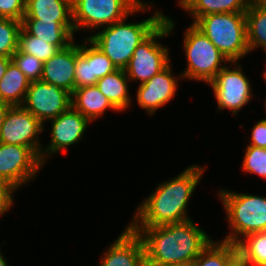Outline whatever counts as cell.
Returning <instances> with one entry per match:
<instances>
[{
	"instance_id": "cell-1",
	"label": "cell",
	"mask_w": 266,
	"mask_h": 266,
	"mask_svg": "<svg viewBox=\"0 0 266 266\" xmlns=\"http://www.w3.org/2000/svg\"><path fill=\"white\" fill-rule=\"evenodd\" d=\"M144 243L146 266L195 261L213 241L192 219L155 227H130Z\"/></svg>"
},
{
	"instance_id": "cell-2",
	"label": "cell",
	"mask_w": 266,
	"mask_h": 266,
	"mask_svg": "<svg viewBox=\"0 0 266 266\" xmlns=\"http://www.w3.org/2000/svg\"><path fill=\"white\" fill-rule=\"evenodd\" d=\"M204 168L188 166L173 179L161 183L141 203L129 227H155L189 220L187 205L195 191Z\"/></svg>"
},
{
	"instance_id": "cell-3",
	"label": "cell",
	"mask_w": 266,
	"mask_h": 266,
	"mask_svg": "<svg viewBox=\"0 0 266 266\" xmlns=\"http://www.w3.org/2000/svg\"><path fill=\"white\" fill-rule=\"evenodd\" d=\"M142 22L125 23L126 18L102 27L88 38L112 61L117 69H125L137 46L164 20L160 11Z\"/></svg>"
},
{
	"instance_id": "cell-4",
	"label": "cell",
	"mask_w": 266,
	"mask_h": 266,
	"mask_svg": "<svg viewBox=\"0 0 266 266\" xmlns=\"http://www.w3.org/2000/svg\"><path fill=\"white\" fill-rule=\"evenodd\" d=\"M192 24L233 64L248 55L245 13H212Z\"/></svg>"
},
{
	"instance_id": "cell-5",
	"label": "cell",
	"mask_w": 266,
	"mask_h": 266,
	"mask_svg": "<svg viewBox=\"0 0 266 266\" xmlns=\"http://www.w3.org/2000/svg\"><path fill=\"white\" fill-rule=\"evenodd\" d=\"M218 197L224 205L231 229L222 241L236 245L241 237L266 231V197L225 189L219 190Z\"/></svg>"
},
{
	"instance_id": "cell-6",
	"label": "cell",
	"mask_w": 266,
	"mask_h": 266,
	"mask_svg": "<svg viewBox=\"0 0 266 266\" xmlns=\"http://www.w3.org/2000/svg\"><path fill=\"white\" fill-rule=\"evenodd\" d=\"M147 5L141 0H72L74 30L93 32L92 29L110 26L136 12L150 10Z\"/></svg>"
},
{
	"instance_id": "cell-7",
	"label": "cell",
	"mask_w": 266,
	"mask_h": 266,
	"mask_svg": "<svg viewBox=\"0 0 266 266\" xmlns=\"http://www.w3.org/2000/svg\"><path fill=\"white\" fill-rule=\"evenodd\" d=\"M174 26V21L165 16L164 20L137 46L124 69L129 80H140V84H143L170 64L169 50L165 45L162 46L157 38L169 36Z\"/></svg>"
},
{
	"instance_id": "cell-8",
	"label": "cell",
	"mask_w": 266,
	"mask_h": 266,
	"mask_svg": "<svg viewBox=\"0 0 266 266\" xmlns=\"http://www.w3.org/2000/svg\"><path fill=\"white\" fill-rule=\"evenodd\" d=\"M183 49L187 58L185 71L180 78L209 83L226 66L232 63L215 47L211 41L193 24L185 31Z\"/></svg>"
},
{
	"instance_id": "cell-9",
	"label": "cell",
	"mask_w": 266,
	"mask_h": 266,
	"mask_svg": "<svg viewBox=\"0 0 266 266\" xmlns=\"http://www.w3.org/2000/svg\"><path fill=\"white\" fill-rule=\"evenodd\" d=\"M43 165L30 147L0 142V179L15 189L33 181Z\"/></svg>"
},
{
	"instance_id": "cell-10",
	"label": "cell",
	"mask_w": 266,
	"mask_h": 266,
	"mask_svg": "<svg viewBox=\"0 0 266 266\" xmlns=\"http://www.w3.org/2000/svg\"><path fill=\"white\" fill-rule=\"evenodd\" d=\"M44 125L22 106H12L6 113L0 129V142L30 147L41 159L38 137Z\"/></svg>"
},
{
	"instance_id": "cell-11",
	"label": "cell",
	"mask_w": 266,
	"mask_h": 266,
	"mask_svg": "<svg viewBox=\"0 0 266 266\" xmlns=\"http://www.w3.org/2000/svg\"><path fill=\"white\" fill-rule=\"evenodd\" d=\"M225 66L209 83L217 100L218 110L228 109L234 115L252 98L251 83L239 64Z\"/></svg>"
},
{
	"instance_id": "cell-12",
	"label": "cell",
	"mask_w": 266,
	"mask_h": 266,
	"mask_svg": "<svg viewBox=\"0 0 266 266\" xmlns=\"http://www.w3.org/2000/svg\"><path fill=\"white\" fill-rule=\"evenodd\" d=\"M71 106V94L42 80L30 83L22 107L43 125Z\"/></svg>"
},
{
	"instance_id": "cell-13",
	"label": "cell",
	"mask_w": 266,
	"mask_h": 266,
	"mask_svg": "<svg viewBox=\"0 0 266 266\" xmlns=\"http://www.w3.org/2000/svg\"><path fill=\"white\" fill-rule=\"evenodd\" d=\"M51 121V141L46 148L41 149V161L44 164L48 159L47 155H53L78 143L84 136V132L91 123L86 117L70 106Z\"/></svg>"
},
{
	"instance_id": "cell-14",
	"label": "cell",
	"mask_w": 266,
	"mask_h": 266,
	"mask_svg": "<svg viewBox=\"0 0 266 266\" xmlns=\"http://www.w3.org/2000/svg\"><path fill=\"white\" fill-rule=\"evenodd\" d=\"M171 70L172 67L169 64L150 80L139 84L136 96L137 103L146 110L148 115H153L158 108L166 105L176 94L178 79Z\"/></svg>"
},
{
	"instance_id": "cell-15",
	"label": "cell",
	"mask_w": 266,
	"mask_h": 266,
	"mask_svg": "<svg viewBox=\"0 0 266 266\" xmlns=\"http://www.w3.org/2000/svg\"><path fill=\"white\" fill-rule=\"evenodd\" d=\"M100 266H146L142 238L125 226V230L104 253Z\"/></svg>"
},
{
	"instance_id": "cell-16",
	"label": "cell",
	"mask_w": 266,
	"mask_h": 266,
	"mask_svg": "<svg viewBox=\"0 0 266 266\" xmlns=\"http://www.w3.org/2000/svg\"><path fill=\"white\" fill-rule=\"evenodd\" d=\"M76 43L74 41L43 62L41 80L70 94L75 89Z\"/></svg>"
},
{
	"instance_id": "cell-17",
	"label": "cell",
	"mask_w": 266,
	"mask_h": 266,
	"mask_svg": "<svg viewBox=\"0 0 266 266\" xmlns=\"http://www.w3.org/2000/svg\"><path fill=\"white\" fill-rule=\"evenodd\" d=\"M22 28L30 35L44 42L66 48L74 41L73 21H38L37 19H22Z\"/></svg>"
},
{
	"instance_id": "cell-18",
	"label": "cell",
	"mask_w": 266,
	"mask_h": 266,
	"mask_svg": "<svg viewBox=\"0 0 266 266\" xmlns=\"http://www.w3.org/2000/svg\"><path fill=\"white\" fill-rule=\"evenodd\" d=\"M71 106L90 122L103 116L108 108L118 111L96 85L74 89L71 94Z\"/></svg>"
},
{
	"instance_id": "cell-19",
	"label": "cell",
	"mask_w": 266,
	"mask_h": 266,
	"mask_svg": "<svg viewBox=\"0 0 266 266\" xmlns=\"http://www.w3.org/2000/svg\"><path fill=\"white\" fill-rule=\"evenodd\" d=\"M23 19L73 21L72 0H26Z\"/></svg>"
},
{
	"instance_id": "cell-20",
	"label": "cell",
	"mask_w": 266,
	"mask_h": 266,
	"mask_svg": "<svg viewBox=\"0 0 266 266\" xmlns=\"http://www.w3.org/2000/svg\"><path fill=\"white\" fill-rule=\"evenodd\" d=\"M252 0H179V5L194 18L212 13H245Z\"/></svg>"
},
{
	"instance_id": "cell-21",
	"label": "cell",
	"mask_w": 266,
	"mask_h": 266,
	"mask_svg": "<svg viewBox=\"0 0 266 266\" xmlns=\"http://www.w3.org/2000/svg\"><path fill=\"white\" fill-rule=\"evenodd\" d=\"M129 79L124 69H117L103 78L98 79L96 86L101 93L118 110L124 111L131 104L128 91Z\"/></svg>"
},
{
	"instance_id": "cell-22",
	"label": "cell",
	"mask_w": 266,
	"mask_h": 266,
	"mask_svg": "<svg viewBox=\"0 0 266 266\" xmlns=\"http://www.w3.org/2000/svg\"><path fill=\"white\" fill-rule=\"evenodd\" d=\"M30 80L11 61L0 81V100L8 105L22 106Z\"/></svg>"
},
{
	"instance_id": "cell-23",
	"label": "cell",
	"mask_w": 266,
	"mask_h": 266,
	"mask_svg": "<svg viewBox=\"0 0 266 266\" xmlns=\"http://www.w3.org/2000/svg\"><path fill=\"white\" fill-rule=\"evenodd\" d=\"M245 15L249 52L261 47L266 53V8L252 0Z\"/></svg>"
},
{
	"instance_id": "cell-24",
	"label": "cell",
	"mask_w": 266,
	"mask_h": 266,
	"mask_svg": "<svg viewBox=\"0 0 266 266\" xmlns=\"http://www.w3.org/2000/svg\"><path fill=\"white\" fill-rule=\"evenodd\" d=\"M236 246L249 266H266V231L246 235Z\"/></svg>"
},
{
	"instance_id": "cell-25",
	"label": "cell",
	"mask_w": 266,
	"mask_h": 266,
	"mask_svg": "<svg viewBox=\"0 0 266 266\" xmlns=\"http://www.w3.org/2000/svg\"><path fill=\"white\" fill-rule=\"evenodd\" d=\"M238 252L234 243L213 241L194 261V266H225V264Z\"/></svg>"
},
{
	"instance_id": "cell-26",
	"label": "cell",
	"mask_w": 266,
	"mask_h": 266,
	"mask_svg": "<svg viewBox=\"0 0 266 266\" xmlns=\"http://www.w3.org/2000/svg\"><path fill=\"white\" fill-rule=\"evenodd\" d=\"M18 50L22 53L33 55L42 62H45L58 53L60 48L28 34L22 28L19 34Z\"/></svg>"
},
{
	"instance_id": "cell-27",
	"label": "cell",
	"mask_w": 266,
	"mask_h": 266,
	"mask_svg": "<svg viewBox=\"0 0 266 266\" xmlns=\"http://www.w3.org/2000/svg\"><path fill=\"white\" fill-rule=\"evenodd\" d=\"M84 43H76L75 89L96 85L98 81L93 77L92 62H89L88 38H85Z\"/></svg>"
},
{
	"instance_id": "cell-28",
	"label": "cell",
	"mask_w": 266,
	"mask_h": 266,
	"mask_svg": "<svg viewBox=\"0 0 266 266\" xmlns=\"http://www.w3.org/2000/svg\"><path fill=\"white\" fill-rule=\"evenodd\" d=\"M21 21L0 18V56L12 57L18 50Z\"/></svg>"
},
{
	"instance_id": "cell-29",
	"label": "cell",
	"mask_w": 266,
	"mask_h": 266,
	"mask_svg": "<svg viewBox=\"0 0 266 266\" xmlns=\"http://www.w3.org/2000/svg\"><path fill=\"white\" fill-rule=\"evenodd\" d=\"M242 169L251 174H258L266 180V148L248 145L245 149Z\"/></svg>"
},
{
	"instance_id": "cell-30",
	"label": "cell",
	"mask_w": 266,
	"mask_h": 266,
	"mask_svg": "<svg viewBox=\"0 0 266 266\" xmlns=\"http://www.w3.org/2000/svg\"><path fill=\"white\" fill-rule=\"evenodd\" d=\"M11 58L30 82L41 80L43 69V62L41 60L33 55L22 53L19 50Z\"/></svg>"
},
{
	"instance_id": "cell-31",
	"label": "cell",
	"mask_w": 266,
	"mask_h": 266,
	"mask_svg": "<svg viewBox=\"0 0 266 266\" xmlns=\"http://www.w3.org/2000/svg\"><path fill=\"white\" fill-rule=\"evenodd\" d=\"M88 46L89 62H92L93 77L100 79L117 70L112 61L89 38Z\"/></svg>"
},
{
	"instance_id": "cell-32",
	"label": "cell",
	"mask_w": 266,
	"mask_h": 266,
	"mask_svg": "<svg viewBox=\"0 0 266 266\" xmlns=\"http://www.w3.org/2000/svg\"><path fill=\"white\" fill-rule=\"evenodd\" d=\"M26 0H0V18L22 21Z\"/></svg>"
},
{
	"instance_id": "cell-33",
	"label": "cell",
	"mask_w": 266,
	"mask_h": 266,
	"mask_svg": "<svg viewBox=\"0 0 266 266\" xmlns=\"http://www.w3.org/2000/svg\"><path fill=\"white\" fill-rule=\"evenodd\" d=\"M11 184L0 179V217L13 206V193L16 191Z\"/></svg>"
},
{
	"instance_id": "cell-34",
	"label": "cell",
	"mask_w": 266,
	"mask_h": 266,
	"mask_svg": "<svg viewBox=\"0 0 266 266\" xmlns=\"http://www.w3.org/2000/svg\"><path fill=\"white\" fill-rule=\"evenodd\" d=\"M249 145L266 148V119L258 121L253 126Z\"/></svg>"
},
{
	"instance_id": "cell-35",
	"label": "cell",
	"mask_w": 266,
	"mask_h": 266,
	"mask_svg": "<svg viewBox=\"0 0 266 266\" xmlns=\"http://www.w3.org/2000/svg\"><path fill=\"white\" fill-rule=\"evenodd\" d=\"M225 266H249L243 257L237 252L226 264Z\"/></svg>"
},
{
	"instance_id": "cell-36",
	"label": "cell",
	"mask_w": 266,
	"mask_h": 266,
	"mask_svg": "<svg viewBox=\"0 0 266 266\" xmlns=\"http://www.w3.org/2000/svg\"><path fill=\"white\" fill-rule=\"evenodd\" d=\"M11 61V57L0 56V81L3 78L5 71Z\"/></svg>"
},
{
	"instance_id": "cell-37",
	"label": "cell",
	"mask_w": 266,
	"mask_h": 266,
	"mask_svg": "<svg viewBox=\"0 0 266 266\" xmlns=\"http://www.w3.org/2000/svg\"><path fill=\"white\" fill-rule=\"evenodd\" d=\"M10 107H11L10 105L0 100V129L3 124L4 118L6 116V113Z\"/></svg>"
},
{
	"instance_id": "cell-38",
	"label": "cell",
	"mask_w": 266,
	"mask_h": 266,
	"mask_svg": "<svg viewBox=\"0 0 266 266\" xmlns=\"http://www.w3.org/2000/svg\"><path fill=\"white\" fill-rule=\"evenodd\" d=\"M162 266H194V261L190 262H180V263H174V264H166Z\"/></svg>"
},
{
	"instance_id": "cell-39",
	"label": "cell",
	"mask_w": 266,
	"mask_h": 266,
	"mask_svg": "<svg viewBox=\"0 0 266 266\" xmlns=\"http://www.w3.org/2000/svg\"><path fill=\"white\" fill-rule=\"evenodd\" d=\"M0 266H9L6 259H4L2 252H0Z\"/></svg>"
},
{
	"instance_id": "cell-40",
	"label": "cell",
	"mask_w": 266,
	"mask_h": 266,
	"mask_svg": "<svg viewBox=\"0 0 266 266\" xmlns=\"http://www.w3.org/2000/svg\"><path fill=\"white\" fill-rule=\"evenodd\" d=\"M262 6L266 8V0H257Z\"/></svg>"
},
{
	"instance_id": "cell-41",
	"label": "cell",
	"mask_w": 266,
	"mask_h": 266,
	"mask_svg": "<svg viewBox=\"0 0 266 266\" xmlns=\"http://www.w3.org/2000/svg\"><path fill=\"white\" fill-rule=\"evenodd\" d=\"M264 80L266 81V73H263Z\"/></svg>"
}]
</instances>
